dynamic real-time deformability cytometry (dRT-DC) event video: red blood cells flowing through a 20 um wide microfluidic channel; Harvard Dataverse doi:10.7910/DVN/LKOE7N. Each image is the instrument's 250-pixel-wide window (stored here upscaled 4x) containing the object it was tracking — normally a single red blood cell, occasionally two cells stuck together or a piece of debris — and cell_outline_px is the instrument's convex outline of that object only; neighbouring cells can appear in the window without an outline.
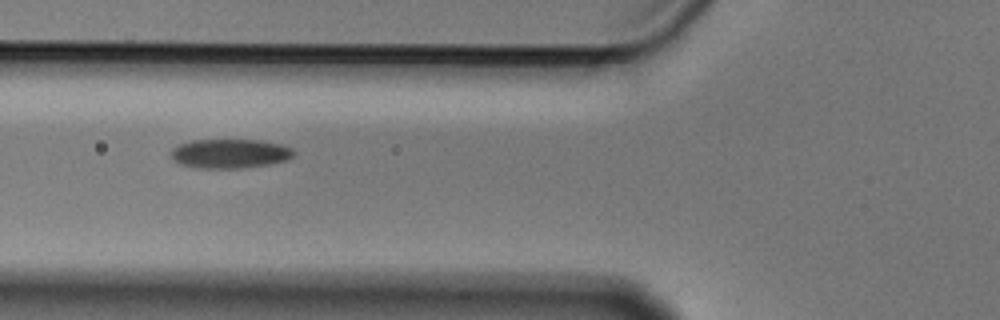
{"species": "Egyptian fruit bat (a non-hibernating species)", "species_latin": "Rousettus aegyptiacus", "temperature_condition": "cold", "stored_images_in_passage": 14, "camera_frame_rate_fps": 3000, "um_per_image_px": 0.085, "animal": {"sex": "male"}, "frame": {"image": 1, "passage_image": 5, "time_ms": 1.333, "image_size_px": [1000, 320], "cell_outline_px": [[296, 152], [288, 160], [268, 164], [240, 168], [196, 168], [180, 164], [172, 156], [172, 148], [180, 144], [192, 140], [260, 140], [280, 144], [292, 148]], "centroid_in_image_um": [19.57, 13.05], "position_along_channel_um": 106.2, "area_um2": 20.81}}
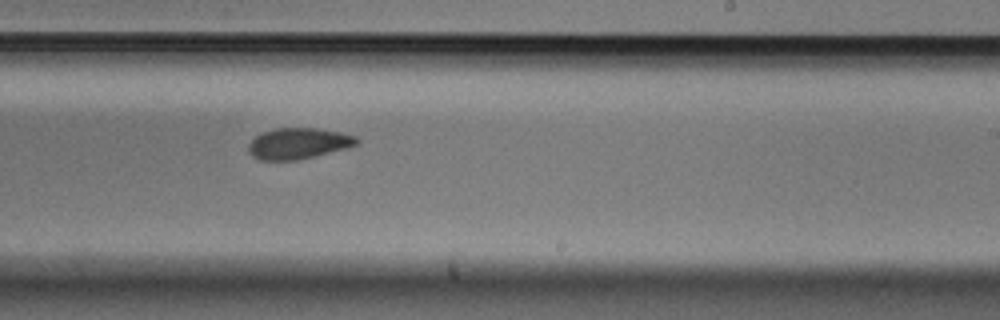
{"frame": {"image": 2, "passage_image": 9, "time_ms": 2.667, "image_size_px": [1000, 320], "cell_outline_px": [[360, 144], [348, 148], [296, 160], [260, 160], [252, 156], [248, 152], [248, 144], [260, 132], [276, 128], [316, 128], [340, 132], [356, 136], [360, 140]], "centroid_in_image_um": [25.37, 12.19], "position_along_channel_um": 263.6, "area_um2": 19.71}}
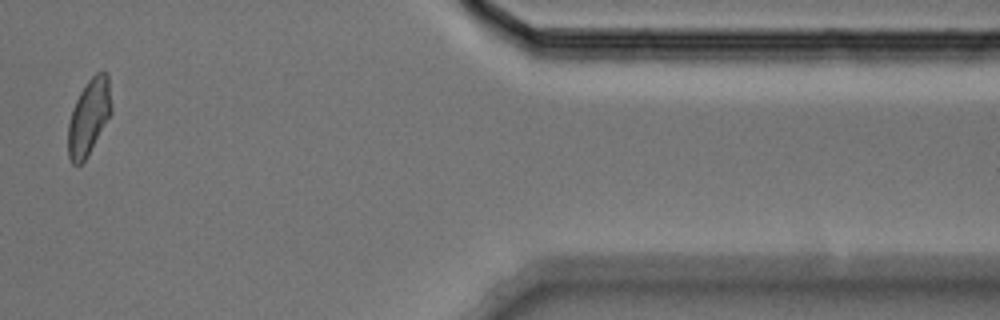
{"frame": {"image": 3, "passage_image": 13, "time_ms": 4.0, "image_size_px": [1000, 320], "cell_outline_px": [[112, 112], [84, 160], [80, 164], [72, 164], [68, 156], [68, 124], [72, 108], [80, 92], [88, 80], [96, 72], [108, 72], [112, 108]], "centroid_in_image_um": [7.55, 9.9], "position_along_channel_um": 403.8, "area_um2": 18.96}}